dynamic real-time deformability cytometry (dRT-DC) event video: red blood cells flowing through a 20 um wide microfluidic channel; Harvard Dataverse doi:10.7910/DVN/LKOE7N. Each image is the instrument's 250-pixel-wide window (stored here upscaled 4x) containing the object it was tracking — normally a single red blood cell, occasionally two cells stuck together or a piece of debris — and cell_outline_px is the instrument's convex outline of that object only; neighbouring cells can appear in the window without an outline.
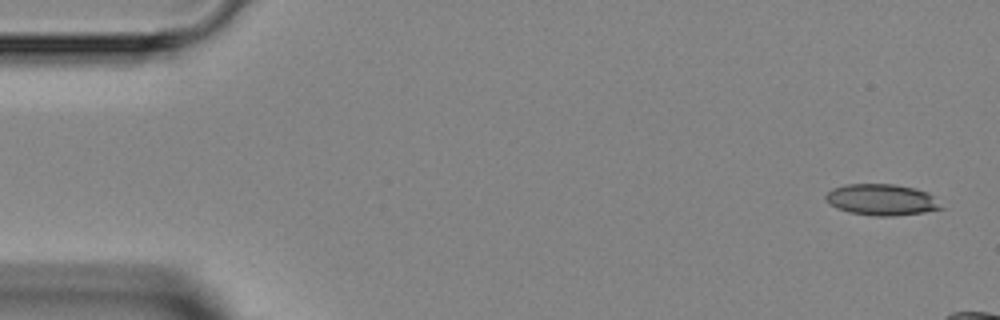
{"species": "Egyptian fruit bat (a non-hibernating species)", "species_latin": "Rousettus aegyptiacus", "temperature_condition": "room temperature", "stored_images_in_passage": 4, "camera_frame_rate_fps": 3000, "um_per_image_px": 0.085, "animal": {"sex": "female"}, "frame": {"image": 1, "passage_image": 1, "time_ms": 0.0, "image_size_px": [1000, 320], "cell_outline_px": [[944, 208], [924, 212], [892, 216], [876, 216], [848, 212], [836, 208], [828, 204], [824, 200], [824, 196], [832, 188], [844, 184], [896, 184], [916, 188], [928, 192]], "centroid_in_image_um": [74.89, 16.97], "position_along_channel_um": 10.1, "area_um2": 21.21}}